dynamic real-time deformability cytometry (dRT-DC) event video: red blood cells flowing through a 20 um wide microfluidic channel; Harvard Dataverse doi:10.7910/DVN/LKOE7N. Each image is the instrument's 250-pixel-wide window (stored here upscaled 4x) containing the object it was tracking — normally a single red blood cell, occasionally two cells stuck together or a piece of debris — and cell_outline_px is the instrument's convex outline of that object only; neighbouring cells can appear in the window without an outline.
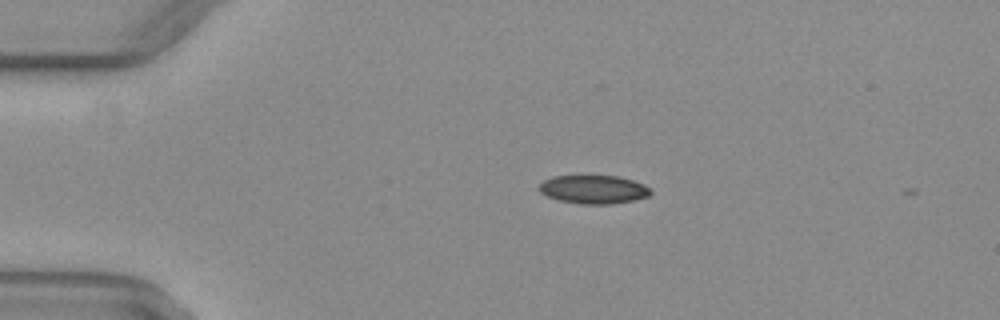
{"species": "common noctule bat (a hibernating species)", "species_latin": "Nyctalus noctula", "temperature_condition": "warm", "stored_images_in_passage": 5, "camera_frame_rate_fps": 3000, "um_per_image_px": 0.085, "animal": {"sex": "female", "body_mass_g": 29.2, "forearm_length_mm": 56.3}, "frame": {"image": 1, "passage_image": 1, "time_ms": 0.0, "image_size_px": [1000, 320], "cell_outline_px": [[652, 192], [648, 196], [632, 200], [612, 204], [580, 204], [560, 200], [548, 196], [540, 192], [540, 184], [544, 180], [552, 176], [620, 176], [644, 184]], "centroid_in_image_um": [50.46, 16.1], "position_along_channel_um": 34.5, "area_um2": 18.32}}